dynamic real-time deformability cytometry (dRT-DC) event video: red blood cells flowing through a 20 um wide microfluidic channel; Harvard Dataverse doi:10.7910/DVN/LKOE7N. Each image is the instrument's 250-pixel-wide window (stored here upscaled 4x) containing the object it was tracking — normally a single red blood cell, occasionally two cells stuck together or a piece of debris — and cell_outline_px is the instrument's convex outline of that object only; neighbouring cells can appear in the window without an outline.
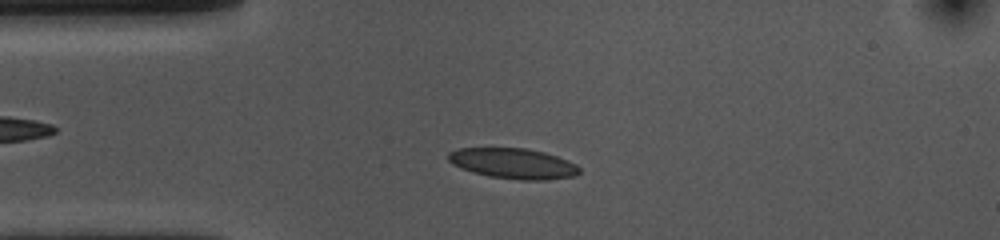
{"species": "common noctule bat (a hibernating species)", "species_latin": "Nyctalus noctula", "temperature_condition": "cold", "stored_images_in_passage": 46, "camera_frame_rate_fps": 3000, "um_per_image_px": 0.085, "animal": {"sex": "female", "body_mass_g": 10.0, "forearm_length_mm": 53.1}, "frame": {"image": 1, "passage_image": 10, "time_ms": 3.0, "image_size_px": [1000, 240], "cell_outline_px": [[580, 172], [576, 176], [544, 180], [520, 180], [488, 176], [472, 172], [460, 168], [452, 164], [448, 160], [448, 152], [460, 148], [524, 148], [544, 152], [568, 160], [576, 164], [580, 168]], "centroid_in_image_um": [43.62, 13.9], "position_along_channel_um": 41.4, "area_um2": 23.35}}
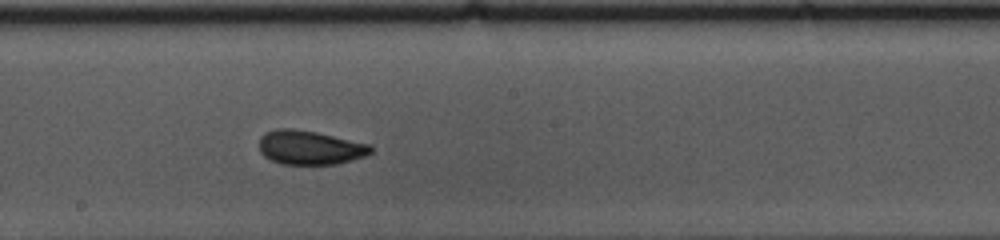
{"frame": {"image": 2, "passage_image": 26, "time_ms": 8.333, "image_size_px": [1000, 240], "cell_outline_px": [[372, 152], [364, 156], [336, 164], [280, 164], [264, 156], [260, 152], [260, 136], [264, 132], [276, 128], [292, 128], [316, 132], [372, 144]], "centroid_in_image_um": [26.33, 12.53], "position_along_channel_um": 221.9, "area_um2": 22.25}}
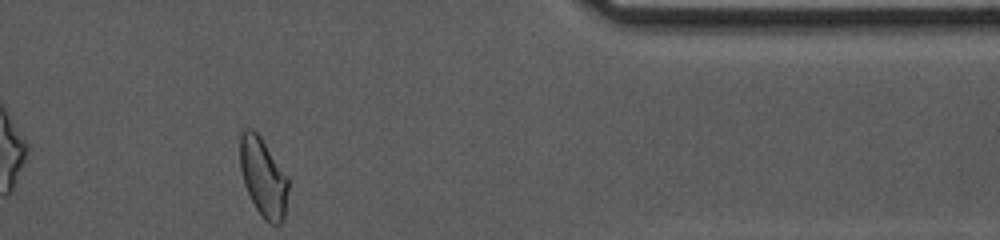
{"frame": {"image": 3, "passage_image": 42, "time_ms": 13.667, "image_size_px": [1000, 240], "cell_outline_px": [[288, 188], [284, 220], [280, 224], [272, 224], [264, 220], [256, 208], [244, 184], [240, 168], [240, 132], [244, 128], [252, 128], [260, 136], [288, 176]], "centroid_in_image_um": [22.37, 15.06], "position_along_channel_um": 389.0, "area_um2": 22.2}, "authors_computed_cell_mechanics": {"area_um2": 22.1663, "velocity_mm_per_s": 3.6584, "shape_relaxation_time_tau1_ms": 2.6823, "shape_relaxation_time_tau2_ms": 1.4397, "deformation_change_tau1": 0.0908, "deformation_change_tau2": 0.0587}}